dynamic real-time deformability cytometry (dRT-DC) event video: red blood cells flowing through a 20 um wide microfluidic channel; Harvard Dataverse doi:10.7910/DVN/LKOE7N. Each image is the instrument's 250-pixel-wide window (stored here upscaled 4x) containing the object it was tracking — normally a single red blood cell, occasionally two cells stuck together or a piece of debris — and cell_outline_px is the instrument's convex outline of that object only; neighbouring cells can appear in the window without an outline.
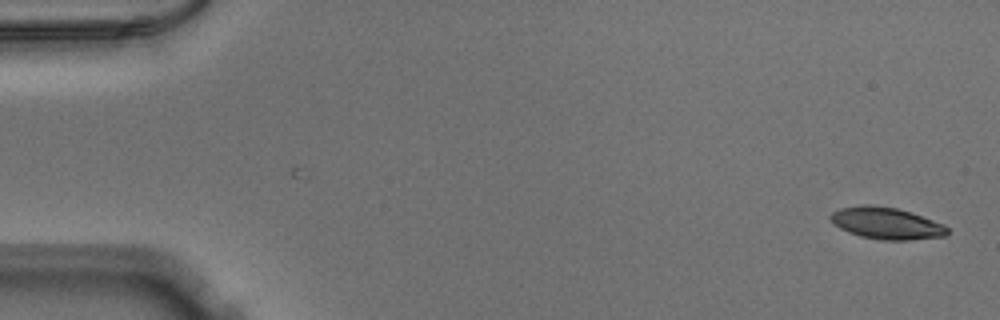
{"species": "Egyptian fruit bat (a non-hibernating species)", "species_latin": "Rousettus aegyptiacus", "temperature_condition": "warm", "stored_images_in_passage": 51, "camera_frame_rate_fps": 3000, "um_per_image_px": 0.085, "animal": {"sex": "male"}, "frame": {"image": 1, "passage_image": 1, "time_ms": 0.0, "image_size_px": [1000, 320], "cell_outline_px": [[948, 232], [944, 236], [908, 240], [880, 240], [860, 236], [848, 232], [832, 224], [828, 216], [832, 212], [840, 208], [868, 204], [896, 208], [912, 212], [944, 224], [948, 228]], "centroid_in_image_um": [75.32, 18.97], "position_along_channel_um": 9.7, "area_um2": 21.73}}
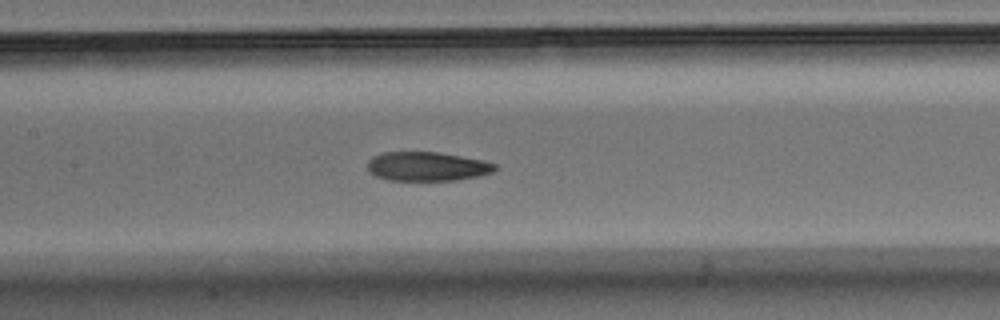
{"frame": {"image": 2, "passage_image": 24, "time_ms": 7.667, "image_size_px": [1000, 320], "cell_outline_px": [[496, 168], [492, 172], [480, 176], [456, 180], [388, 180], [376, 176], [368, 172], [368, 160], [372, 156], [384, 152], [436, 152], [484, 160], [496, 164]], "centroid_in_image_um": [36.29, 14.15], "position_along_channel_um": 171.1, "area_um2": 21.62}}
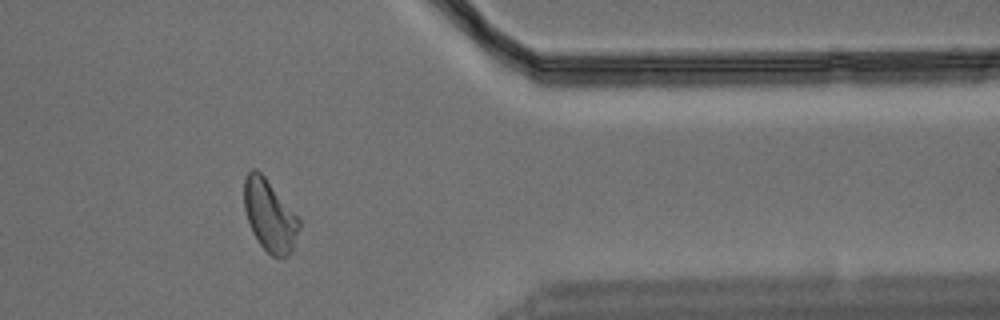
{"frame": {"image": 3, "passage_image": 42, "time_ms": 13.667, "image_size_px": [1000, 320], "cell_outline_px": [[300, 228], [292, 252], [288, 256], [280, 260], [272, 256], [260, 244], [252, 232], [244, 208], [244, 176], [252, 168], [256, 168], [264, 176], [300, 216]], "centroid_in_image_um": [22.95, 18.33], "position_along_channel_um": 388.4, "area_um2": 23.47}}